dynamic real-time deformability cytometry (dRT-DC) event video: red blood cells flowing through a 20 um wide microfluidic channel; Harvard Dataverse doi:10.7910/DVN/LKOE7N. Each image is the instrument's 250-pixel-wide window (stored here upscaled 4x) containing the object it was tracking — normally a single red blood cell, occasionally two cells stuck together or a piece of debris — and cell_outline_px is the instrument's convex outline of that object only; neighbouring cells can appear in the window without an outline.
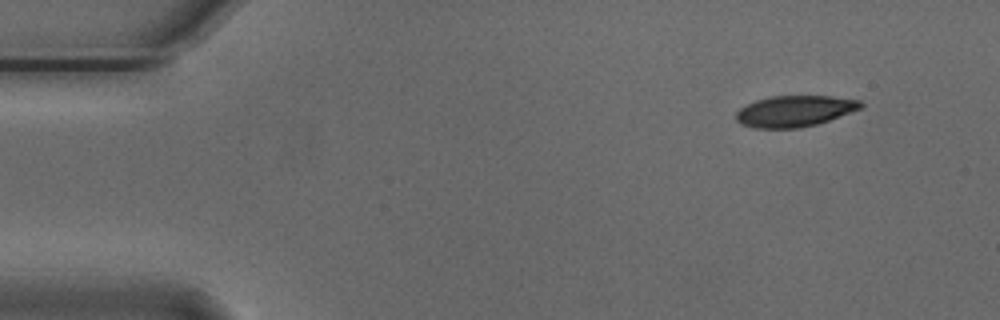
{"species": "Egyptian fruit bat (a non-hibernating species)", "species_latin": "Rousettus aegyptiacus", "temperature_condition": "cold", "stored_images_in_passage": 50, "camera_frame_rate_fps": 3000, "um_per_image_px": 0.085, "animal": {"sex": "male"}, "frame": {"image": 1, "passage_image": 1, "time_ms": 0.0, "image_size_px": [1000, 320], "cell_outline_px": [[864, 104], [860, 108], [828, 120], [816, 124], [800, 128], [752, 128], [736, 120], [736, 112], [740, 108], [756, 100], [772, 96], [832, 96], [860, 100]], "centroid_in_image_um": [67.53, 9.44], "position_along_channel_um": 17.5, "area_um2": 22.37}}
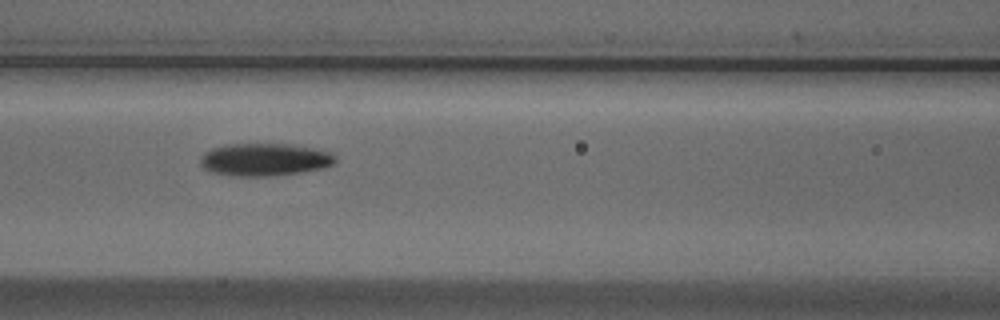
{"frame": {"image": 2, "passage_image": 19, "time_ms": 6.0, "image_size_px": [1000, 320], "cell_outline_px": [[336, 160], [332, 164], [324, 168], [300, 172], [272, 176], [232, 176], [212, 172], [204, 168], [200, 164], [200, 160], [204, 152], [212, 148], [228, 144], [288, 144], [312, 148], [332, 152], [336, 156]], "centroid_in_image_um": [22.49, 13.57], "position_along_channel_um": 144.1, "area_um2": 25.66}}
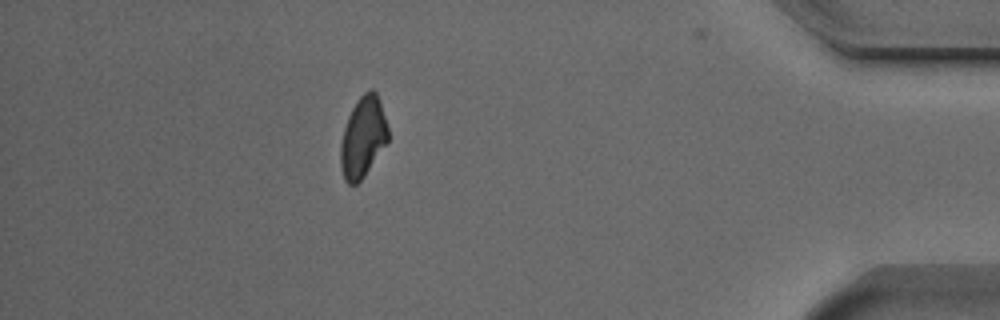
{"frame": {"image": 3, "passage_image": 44, "time_ms": 14.333, "image_size_px": [1000, 320], "cell_outline_px": [[388, 140], [364, 176], [356, 184], [348, 184], [344, 180], [340, 168], [340, 144], [344, 128], [348, 116], [356, 100], [364, 92], [372, 88], [376, 92], [380, 100], [388, 128]], "centroid_in_image_um": [30.83, 11.64], "position_along_channel_um": 404.4, "area_um2": 22.31}, "authors_computed_cell_mechanics": {"area_um2": 23.9581, "velocity_mm_per_s": 3.719, "shape_relaxation_time_tau1_ms": 2.4027, "shape_relaxation_time_tau2_ms": null, "deformation_change_tau1": 0.1143, "deformation_change_tau2": null}}